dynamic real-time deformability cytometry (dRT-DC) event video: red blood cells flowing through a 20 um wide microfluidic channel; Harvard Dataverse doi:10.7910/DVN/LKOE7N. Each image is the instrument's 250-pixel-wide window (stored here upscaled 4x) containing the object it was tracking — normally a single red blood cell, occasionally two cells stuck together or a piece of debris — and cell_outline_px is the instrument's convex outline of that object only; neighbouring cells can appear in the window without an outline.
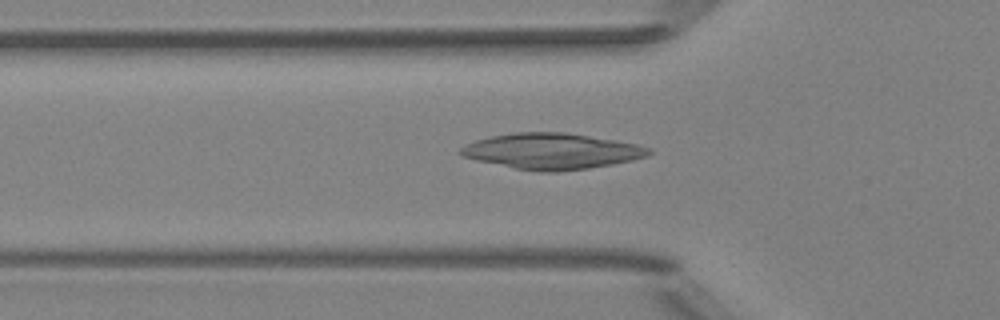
{"species": "Egyptian fruit bat (a non-hibernating species)", "species_latin": "Rousettus aegyptiacus", "temperature_condition": "room temperature", "stored_images_in_passage": 50, "camera_frame_rate_fps": 3000, "um_per_image_px": 0.085, "animal": {"sex": "female"}, "frame": {"image": 1, "passage_image": 17, "time_ms": 5.333, "image_size_px": [1000, 320], "cell_outline_px": [[652, 152], [648, 156], [632, 160], [612, 164], [588, 168], [556, 172], [540, 172], [516, 168], [476, 160], [460, 156], [456, 152], [460, 148], [476, 140], [492, 136], [512, 132], [564, 132], [616, 140], [636, 144], [652, 148]], "centroid_in_image_um": [46.9, 12.85], "position_along_channel_um": 78.9, "area_um2": 39.3}}
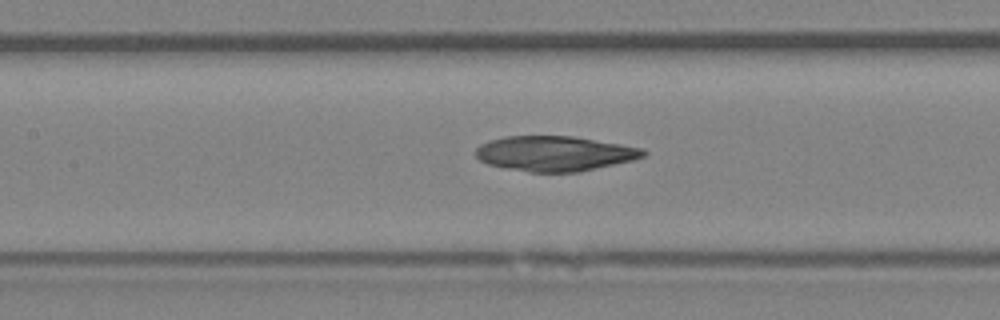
{"frame": {"image": 2, "passage_image": 23, "time_ms": 7.333, "image_size_px": [1000, 320], "cell_outline_px": [[648, 152], [644, 156], [632, 160], [580, 172], [528, 172], [504, 168], [488, 164], [480, 160], [476, 156], [476, 148], [480, 144], [488, 140], [504, 136], [572, 136], [644, 148]], "centroid_in_image_um": [47.13, 13.05], "position_along_channel_um": 160.3, "area_um2": 34.33}}
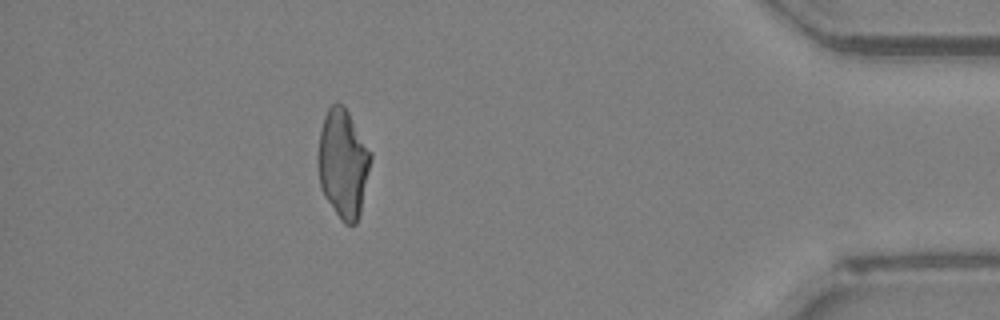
{"frame": {"image": 3, "passage_image": 45, "time_ms": 14.667, "image_size_px": [1000, 320], "cell_outline_px": [[372, 156], [360, 212], [356, 224], [344, 224], [340, 220], [324, 196], [320, 184], [316, 164], [316, 156], [320, 132], [324, 116], [328, 108], [332, 104], [344, 104], [372, 152]], "centroid_in_image_um": [29.14, 13.88], "position_along_channel_um": 406.1, "area_um2": 33.7}}